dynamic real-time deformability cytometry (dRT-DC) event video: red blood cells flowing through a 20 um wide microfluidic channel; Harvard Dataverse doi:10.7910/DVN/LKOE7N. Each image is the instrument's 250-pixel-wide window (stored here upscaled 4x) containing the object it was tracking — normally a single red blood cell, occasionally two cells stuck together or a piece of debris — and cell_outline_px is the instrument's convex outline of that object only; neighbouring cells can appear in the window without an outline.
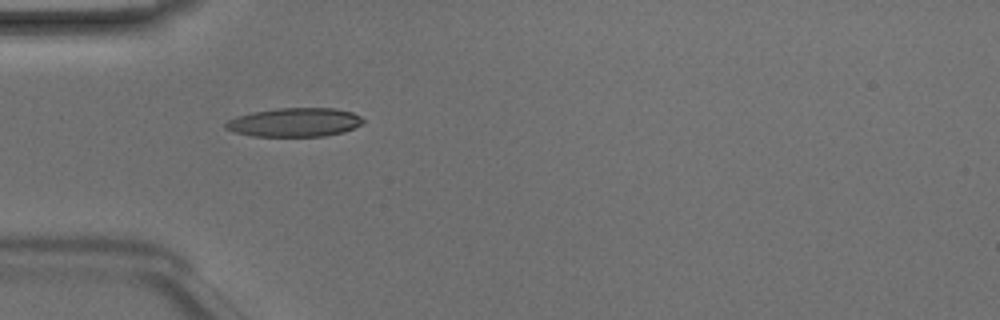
{"species": "Egyptian fruit bat (a non-hibernating species)", "species_latin": "Rousettus aegyptiacus", "temperature_condition": "room temperature", "stored_images_in_passage": 39, "camera_frame_rate_fps": 3000, "um_per_image_px": 0.085, "animal": {"sex": "male"}, "frame": {"image": 1, "passage_image": 6, "time_ms": 1.667, "image_size_px": [1000, 320], "cell_outline_px": [[364, 120], [360, 124], [344, 132], [324, 136], [252, 136], [236, 132], [224, 128], [224, 124], [228, 120], [236, 116], [252, 112], [280, 108], [336, 108], [352, 112], [360, 116]], "centroid_in_image_um": [25.02, 10.39], "position_along_channel_um": 60.0, "area_um2": 23.0}}
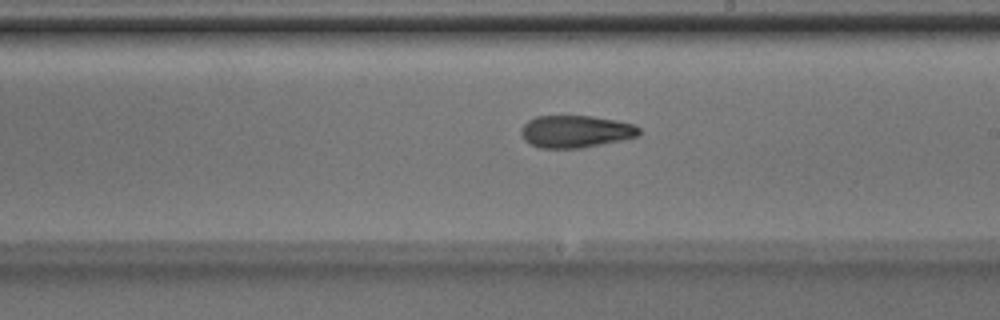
{"frame": {"image": 2, "passage_image": 19, "time_ms": 6.0, "image_size_px": [1000, 320], "cell_outline_px": [[640, 136], [580, 148], [540, 148], [524, 140], [520, 132], [520, 128], [528, 120], [536, 116], [592, 116], [616, 120], [636, 124], [640, 128]], "centroid_in_image_um": [48.93, 11.17], "position_along_channel_um": 240.1, "area_um2": 22.25}}
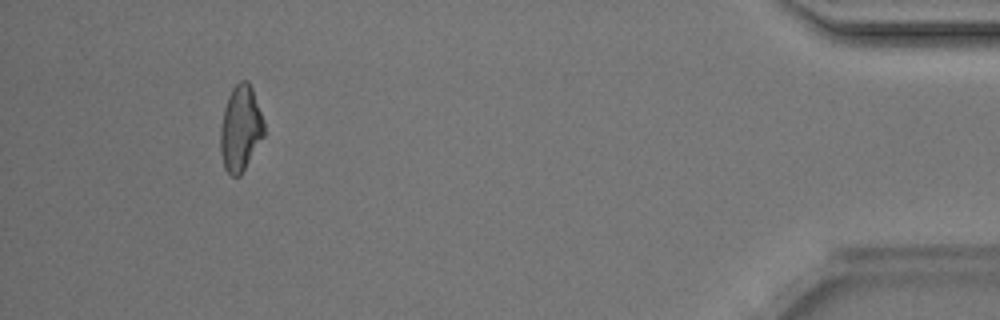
{"frame": {"image": 3, "passage_image": 36, "time_ms": 11.667, "image_size_px": [1000, 320], "cell_outline_px": [[264, 136], [240, 176], [232, 176], [224, 168], [220, 152], [220, 128], [224, 108], [232, 88], [240, 80], [248, 80], [252, 88], [264, 120]], "centroid_in_image_um": [20.44, 10.92], "position_along_channel_um": 414.8, "area_um2": 21.79}, "authors_computed_cell_mechanics": {"area_um2": 22.0218, "velocity_mm_per_s": 4.2216, "shape_relaxation_time_tau1_ms": 7.5252, "shape_relaxation_time_tau2_ms": 6.2477, "deformation_change_tau1": 0.2124, "deformation_change_tau2": 0.1366}}